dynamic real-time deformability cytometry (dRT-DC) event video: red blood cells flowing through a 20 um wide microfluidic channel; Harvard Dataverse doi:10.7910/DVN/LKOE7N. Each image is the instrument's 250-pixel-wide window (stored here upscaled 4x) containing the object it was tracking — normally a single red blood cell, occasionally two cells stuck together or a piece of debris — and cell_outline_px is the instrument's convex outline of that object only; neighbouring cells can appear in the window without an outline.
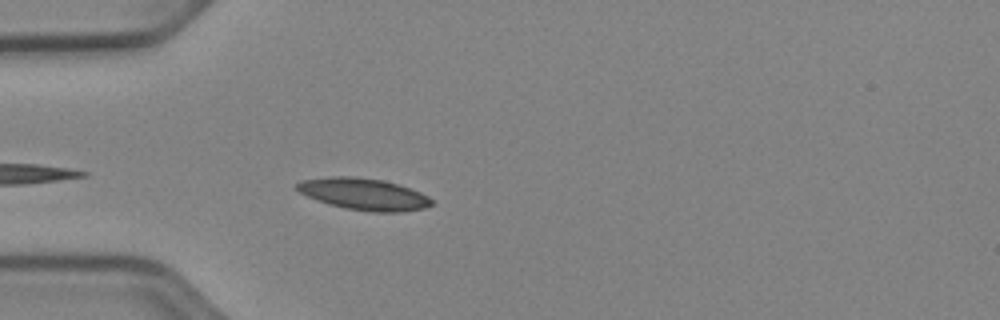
{"species": "Egyptian fruit bat (a non-hibernating species)", "species_latin": "Rousettus aegyptiacus", "temperature_condition": "cold", "stored_images_in_passage": 38, "camera_frame_rate_fps": 3000, "um_per_image_px": 0.085, "animal": {"sex": "female"}, "frame": {"image": 1, "passage_image": 3, "time_ms": 0.667, "image_size_px": [1000, 320], "cell_outline_px": [[432, 204], [424, 208], [400, 212], [372, 212], [344, 208], [328, 204], [308, 196], [300, 192], [296, 188], [296, 184], [300, 180], [332, 176], [348, 176], [380, 180], [396, 184], [420, 192], [428, 196], [432, 200]], "centroid_in_image_um": [30.9, 16.51], "position_along_channel_um": 54.1, "area_um2": 24.62}}
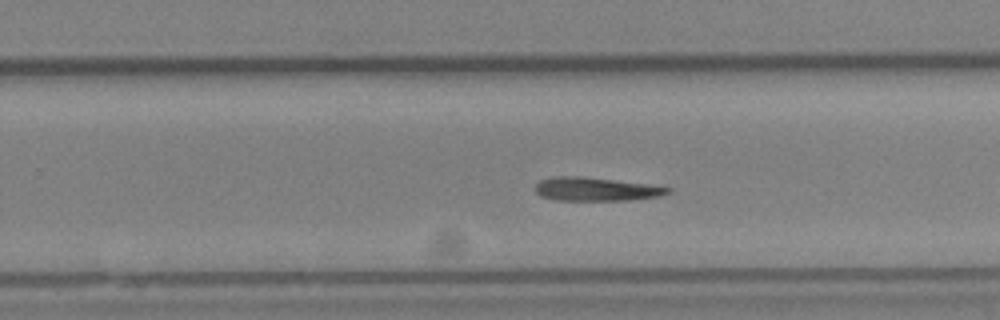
{"frame": {"image": 2, "passage_image": 18, "time_ms": 5.667, "image_size_px": [1000, 320], "cell_outline_px": [[672, 192], [660, 196], [628, 200], [556, 200], [540, 196], [536, 192], [536, 184], [540, 180], [556, 176], [580, 176], [644, 184], [672, 188]], "centroid_in_image_um": [50.63, 16.08], "position_along_channel_um": 279.2, "area_um2": 17.92}}
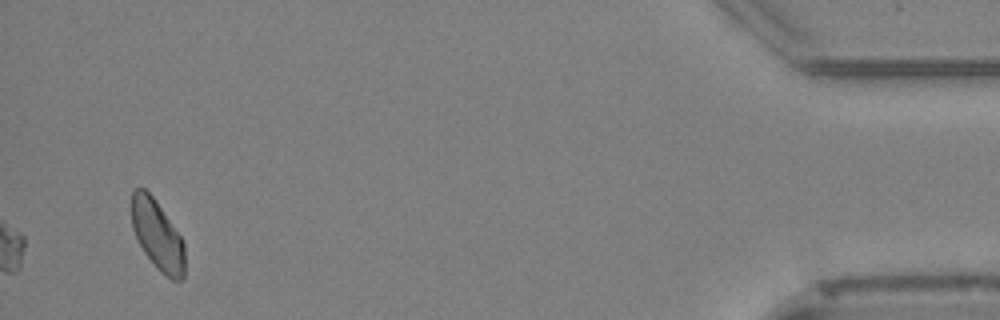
{"frame": {"image": 3, "passage_image": 38, "time_ms": 12.333, "image_size_px": [1000, 320], "cell_outline_px": [[184, 276], [180, 280], [172, 280], [160, 272], [144, 252], [132, 228], [132, 192], [136, 188], [144, 188], [152, 196], [180, 236], [184, 244]], "centroid_in_image_um": [13.38, 20.01], "position_along_channel_um": 421.8, "area_um2": 21.15}}